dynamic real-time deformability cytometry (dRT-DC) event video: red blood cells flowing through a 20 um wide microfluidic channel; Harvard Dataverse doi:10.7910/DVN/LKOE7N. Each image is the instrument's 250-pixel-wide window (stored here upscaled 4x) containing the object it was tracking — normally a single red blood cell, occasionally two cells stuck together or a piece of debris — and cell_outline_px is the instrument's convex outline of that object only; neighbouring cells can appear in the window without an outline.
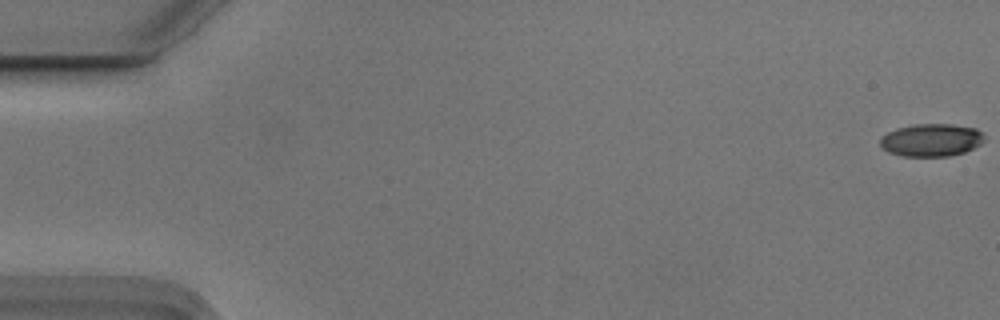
{"species": "Egyptian fruit bat (a non-hibernating species)", "species_latin": "Rousettus aegyptiacus", "temperature_condition": "cold", "stored_images_in_passage": 56, "camera_frame_rate_fps": 3000, "um_per_image_px": 0.085, "animal": {"sex": "male"}, "frame": {"image": 1, "passage_image": 1, "time_ms": 0.0, "image_size_px": [1000, 320], "cell_outline_px": [[984, 140], [980, 144], [964, 152], [952, 156], [900, 156], [888, 152], [880, 144], [880, 140], [888, 132], [896, 128], [916, 124], [952, 124], [976, 128], [984, 136]], "centroid_in_image_um": [79.16, 11.9], "position_along_channel_um": 5.8, "area_um2": 19.77}}
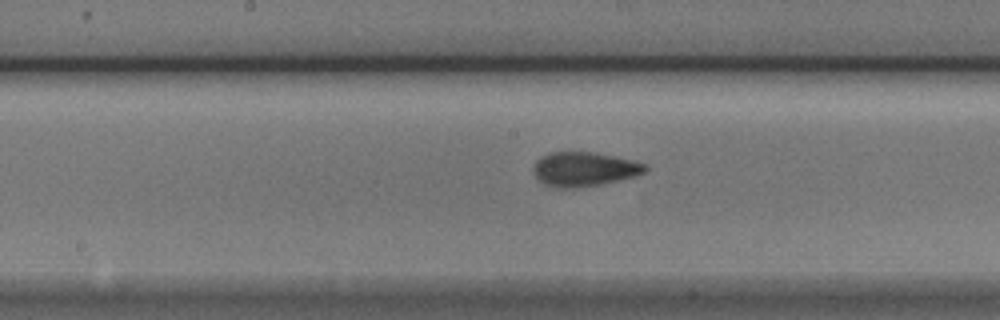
{"frame": {"image": 2, "passage_image": 29, "time_ms": 9.333, "image_size_px": [1000, 320], "cell_outline_px": [[648, 168], [644, 172], [632, 176], [600, 184], [572, 188], [556, 188], [544, 184], [532, 172], [532, 168], [536, 160], [540, 156], [548, 152], [592, 152], [632, 160], [648, 164]], "centroid_in_image_um": [49.59, 14.36], "position_along_channel_um": 198.6, "area_um2": 22.2}}
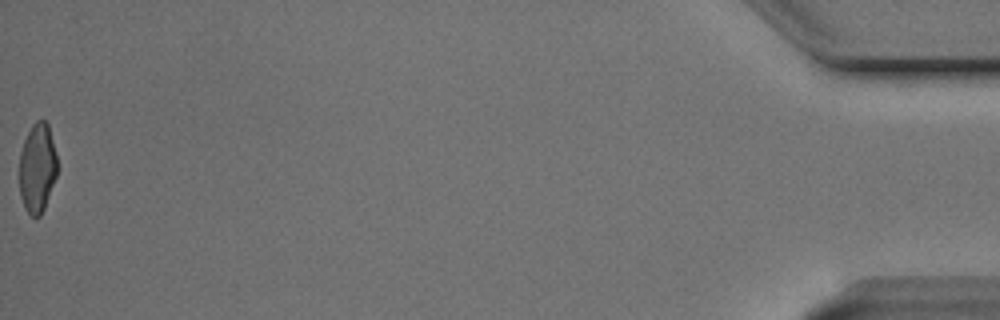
{"frame": {"image": 3, "passage_image": 56, "time_ms": 18.333, "image_size_px": [1000, 320], "cell_outline_px": [[56, 176], [44, 208], [40, 216], [36, 220], [24, 208], [20, 196], [20, 152], [24, 140], [32, 124], [36, 120], [44, 120], [48, 124], [56, 156]], "centroid_in_image_um": [3.15, 14.3], "position_along_channel_um": 432.0, "area_um2": 19.54}, "authors_computed_cell_mechanics": {"area_um2": 21.1548, "velocity_mm_per_s": 3.7476, "shape_relaxation_time_tau1_ms": 3.4646, "shape_relaxation_time_tau2_ms": 1.3761, "deformation_change_tau1": 0.1423, "deformation_change_tau2": 0.0696}}